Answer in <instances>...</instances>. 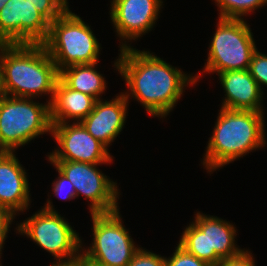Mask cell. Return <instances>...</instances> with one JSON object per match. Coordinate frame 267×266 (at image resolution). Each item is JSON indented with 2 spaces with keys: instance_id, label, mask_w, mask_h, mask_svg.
Here are the masks:
<instances>
[{
  "instance_id": "28",
  "label": "cell",
  "mask_w": 267,
  "mask_h": 266,
  "mask_svg": "<svg viewBox=\"0 0 267 266\" xmlns=\"http://www.w3.org/2000/svg\"><path fill=\"white\" fill-rule=\"evenodd\" d=\"M81 266H100L81 255Z\"/></svg>"
},
{
  "instance_id": "19",
  "label": "cell",
  "mask_w": 267,
  "mask_h": 266,
  "mask_svg": "<svg viewBox=\"0 0 267 266\" xmlns=\"http://www.w3.org/2000/svg\"><path fill=\"white\" fill-rule=\"evenodd\" d=\"M220 10L219 18L242 19L241 16L265 6L267 0H215Z\"/></svg>"
},
{
  "instance_id": "5",
  "label": "cell",
  "mask_w": 267,
  "mask_h": 266,
  "mask_svg": "<svg viewBox=\"0 0 267 266\" xmlns=\"http://www.w3.org/2000/svg\"><path fill=\"white\" fill-rule=\"evenodd\" d=\"M49 104L0 94V148L14 152L21 145L51 132Z\"/></svg>"
},
{
  "instance_id": "4",
  "label": "cell",
  "mask_w": 267,
  "mask_h": 266,
  "mask_svg": "<svg viewBox=\"0 0 267 266\" xmlns=\"http://www.w3.org/2000/svg\"><path fill=\"white\" fill-rule=\"evenodd\" d=\"M42 45L58 71L71 65L98 62L100 54V43L90 26L69 8L50 23Z\"/></svg>"
},
{
  "instance_id": "22",
  "label": "cell",
  "mask_w": 267,
  "mask_h": 266,
  "mask_svg": "<svg viewBox=\"0 0 267 266\" xmlns=\"http://www.w3.org/2000/svg\"><path fill=\"white\" fill-rule=\"evenodd\" d=\"M177 245L172 257L165 258V266H211L193 254L188 253L179 244Z\"/></svg>"
},
{
  "instance_id": "21",
  "label": "cell",
  "mask_w": 267,
  "mask_h": 266,
  "mask_svg": "<svg viewBox=\"0 0 267 266\" xmlns=\"http://www.w3.org/2000/svg\"><path fill=\"white\" fill-rule=\"evenodd\" d=\"M248 71L262 91L261 86H267V55L256 50L252 55Z\"/></svg>"
},
{
  "instance_id": "7",
  "label": "cell",
  "mask_w": 267,
  "mask_h": 266,
  "mask_svg": "<svg viewBox=\"0 0 267 266\" xmlns=\"http://www.w3.org/2000/svg\"><path fill=\"white\" fill-rule=\"evenodd\" d=\"M203 72L247 70L257 50L249 25L242 19L219 18Z\"/></svg>"
},
{
  "instance_id": "13",
  "label": "cell",
  "mask_w": 267,
  "mask_h": 266,
  "mask_svg": "<svg viewBox=\"0 0 267 266\" xmlns=\"http://www.w3.org/2000/svg\"><path fill=\"white\" fill-rule=\"evenodd\" d=\"M162 0H112L110 17L122 40H135L150 31Z\"/></svg>"
},
{
  "instance_id": "12",
  "label": "cell",
  "mask_w": 267,
  "mask_h": 266,
  "mask_svg": "<svg viewBox=\"0 0 267 266\" xmlns=\"http://www.w3.org/2000/svg\"><path fill=\"white\" fill-rule=\"evenodd\" d=\"M51 133L60 149L48 155L49 161H74L91 164L110 163L107 147L95 139L80 122L51 123Z\"/></svg>"
},
{
  "instance_id": "23",
  "label": "cell",
  "mask_w": 267,
  "mask_h": 266,
  "mask_svg": "<svg viewBox=\"0 0 267 266\" xmlns=\"http://www.w3.org/2000/svg\"><path fill=\"white\" fill-rule=\"evenodd\" d=\"M127 266H165V257L139 248Z\"/></svg>"
},
{
  "instance_id": "3",
  "label": "cell",
  "mask_w": 267,
  "mask_h": 266,
  "mask_svg": "<svg viewBox=\"0 0 267 266\" xmlns=\"http://www.w3.org/2000/svg\"><path fill=\"white\" fill-rule=\"evenodd\" d=\"M264 112L221 108L203 165L212 172L266 144Z\"/></svg>"
},
{
  "instance_id": "11",
  "label": "cell",
  "mask_w": 267,
  "mask_h": 266,
  "mask_svg": "<svg viewBox=\"0 0 267 266\" xmlns=\"http://www.w3.org/2000/svg\"><path fill=\"white\" fill-rule=\"evenodd\" d=\"M50 22L26 0H8L0 10V41L9 44H42Z\"/></svg>"
},
{
  "instance_id": "15",
  "label": "cell",
  "mask_w": 267,
  "mask_h": 266,
  "mask_svg": "<svg viewBox=\"0 0 267 266\" xmlns=\"http://www.w3.org/2000/svg\"><path fill=\"white\" fill-rule=\"evenodd\" d=\"M14 152L0 154V205L16 215L29 207L27 173Z\"/></svg>"
},
{
  "instance_id": "14",
  "label": "cell",
  "mask_w": 267,
  "mask_h": 266,
  "mask_svg": "<svg viewBox=\"0 0 267 266\" xmlns=\"http://www.w3.org/2000/svg\"><path fill=\"white\" fill-rule=\"evenodd\" d=\"M129 96L128 92L121 93L110 101L97 100L93 111L80 121L84 128L107 148L124 127Z\"/></svg>"
},
{
  "instance_id": "27",
  "label": "cell",
  "mask_w": 267,
  "mask_h": 266,
  "mask_svg": "<svg viewBox=\"0 0 267 266\" xmlns=\"http://www.w3.org/2000/svg\"><path fill=\"white\" fill-rule=\"evenodd\" d=\"M9 45V43H5L0 41V85H1V68H2V51Z\"/></svg>"
},
{
  "instance_id": "26",
  "label": "cell",
  "mask_w": 267,
  "mask_h": 266,
  "mask_svg": "<svg viewBox=\"0 0 267 266\" xmlns=\"http://www.w3.org/2000/svg\"><path fill=\"white\" fill-rule=\"evenodd\" d=\"M218 266H255V262L250 251L246 250L238 257L222 260Z\"/></svg>"
},
{
  "instance_id": "2",
  "label": "cell",
  "mask_w": 267,
  "mask_h": 266,
  "mask_svg": "<svg viewBox=\"0 0 267 266\" xmlns=\"http://www.w3.org/2000/svg\"><path fill=\"white\" fill-rule=\"evenodd\" d=\"M59 71L42 44H9L2 51L0 94L34 98L51 94Z\"/></svg>"
},
{
  "instance_id": "17",
  "label": "cell",
  "mask_w": 267,
  "mask_h": 266,
  "mask_svg": "<svg viewBox=\"0 0 267 266\" xmlns=\"http://www.w3.org/2000/svg\"><path fill=\"white\" fill-rule=\"evenodd\" d=\"M96 99L69 88L60 78L57 80L50 108L51 123H66L69 119L80 122L94 108Z\"/></svg>"
},
{
  "instance_id": "18",
  "label": "cell",
  "mask_w": 267,
  "mask_h": 266,
  "mask_svg": "<svg viewBox=\"0 0 267 266\" xmlns=\"http://www.w3.org/2000/svg\"><path fill=\"white\" fill-rule=\"evenodd\" d=\"M76 64L63 68L59 71V78L71 89L88 94L99 100L104 90H106V81L102 74L98 73L95 65Z\"/></svg>"
},
{
  "instance_id": "25",
  "label": "cell",
  "mask_w": 267,
  "mask_h": 266,
  "mask_svg": "<svg viewBox=\"0 0 267 266\" xmlns=\"http://www.w3.org/2000/svg\"><path fill=\"white\" fill-rule=\"evenodd\" d=\"M14 216L15 215L11 213L8 209L0 205V256L2 254L1 249L7 237L9 227L11 225L12 220L15 218Z\"/></svg>"
},
{
  "instance_id": "16",
  "label": "cell",
  "mask_w": 267,
  "mask_h": 266,
  "mask_svg": "<svg viewBox=\"0 0 267 266\" xmlns=\"http://www.w3.org/2000/svg\"><path fill=\"white\" fill-rule=\"evenodd\" d=\"M217 74L226 93L222 108L263 112L261 104L263 91L260 90L248 69Z\"/></svg>"
},
{
  "instance_id": "29",
  "label": "cell",
  "mask_w": 267,
  "mask_h": 266,
  "mask_svg": "<svg viewBox=\"0 0 267 266\" xmlns=\"http://www.w3.org/2000/svg\"><path fill=\"white\" fill-rule=\"evenodd\" d=\"M8 0H0V10L5 6Z\"/></svg>"
},
{
  "instance_id": "24",
  "label": "cell",
  "mask_w": 267,
  "mask_h": 266,
  "mask_svg": "<svg viewBox=\"0 0 267 266\" xmlns=\"http://www.w3.org/2000/svg\"><path fill=\"white\" fill-rule=\"evenodd\" d=\"M56 170L58 171V179L56 181H54L53 184V192L55 193V196L58 197H62V193L63 191L65 192V190H67L66 192V196L62 197L63 199L65 198L66 200H71L76 196V191L75 188L73 186V184L70 182V180L64 175L62 174L57 168Z\"/></svg>"
},
{
  "instance_id": "10",
  "label": "cell",
  "mask_w": 267,
  "mask_h": 266,
  "mask_svg": "<svg viewBox=\"0 0 267 266\" xmlns=\"http://www.w3.org/2000/svg\"><path fill=\"white\" fill-rule=\"evenodd\" d=\"M73 184L76 196L90 200L91 214L112 213L118 208L116 182L100 172L97 164L74 161H50Z\"/></svg>"
},
{
  "instance_id": "1",
  "label": "cell",
  "mask_w": 267,
  "mask_h": 266,
  "mask_svg": "<svg viewBox=\"0 0 267 266\" xmlns=\"http://www.w3.org/2000/svg\"><path fill=\"white\" fill-rule=\"evenodd\" d=\"M115 67L127 83L130 94L154 117H165L181 98L183 87L201 76H187L149 51L121 45Z\"/></svg>"
},
{
  "instance_id": "6",
  "label": "cell",
  "mask_w": 267,
  "mask_h": 266,
  "mask_svg": "<svg viewBox=\"0 0 267 266\" xmlns=\"http://www.w3.org/2000/svg\"><path fill=\"white\" fill-rule=\"evenodd\" d=\"M195 221L185 228L179 245L211 266L240 256L244 250L235 245L236 229L226 220L198 212Z\"/></svg>"
},
{
  "instance_id": "20",
  "label": "cell",
  "mask_w": 267,
  "mask_h": 266,
  "mask_svg": "<svg viewBox=\"0 0 267 266\" xmlns=\"http://www.w3.org/2000/svg\"><path fill=\"white\" fill-rule=\"evenodd\" d=\"M51 23L60 17L67 9V0H26Z\"/></svg>"
},
{
  "instance_id": "8",
  "label": "cell",
  "mask_w": 267,
  "mask_h": 266,
  "mask_svg": "<svg viewBox=\"0 0 267 266\" xmlns=\"http://www.w3.org/2000/svg\"><path fill=\"white\" fill-rule=\"evenodd\" d=\"M51 203L48 200L44 208L18 225L17 231L30 237L57 261L76 259L81 255L82 241Z\"/></svg>"
},
{
  "instance_id": "9",
  "label": "cell",
  "mask_w": 267,
  "mask_h": 266,
  "mask_svg": "<svg viewBox=\"0 0 267 266\" xmlns=\"http://www.w3.org/2000/svg\"><path fill=\"white\" fill-rule=\"evenodd\" d=\"M119 210L112 213L91 214L93 243L82 256L100 266H127L135 252L129 232L122 225Z\"/></svg>"
}]
</instances>
